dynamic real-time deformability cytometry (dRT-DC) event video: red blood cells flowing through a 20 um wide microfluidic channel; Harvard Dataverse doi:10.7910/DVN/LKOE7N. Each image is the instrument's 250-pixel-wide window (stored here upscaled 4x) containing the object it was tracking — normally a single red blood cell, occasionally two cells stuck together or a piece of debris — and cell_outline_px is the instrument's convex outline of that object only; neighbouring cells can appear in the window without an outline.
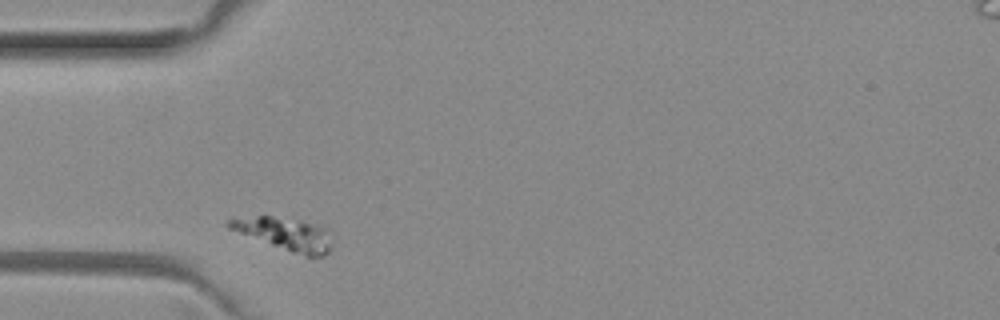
{"species": "common noctule bat (a hibernating species)", "species_latin": "Nyctalus noctula", "temperature_condition": "room temperature", "stored_images_in_passage": 4, "camera_frame_rate_fps": 3000, "um_per_image_px": 0.085, "animal": {"sex": "female", "body_mass_g": 29.2, "forearm_length_mm": 56.3}, "frame": {"image": 1, "passage_image": 1, "time_ms": 0.0, "image_size_px": [1000, 320], "cell_outline_px": [[332, 240], [328, 252], [324, 256], [304, 256], [292, 252], [228, 228], [224, 224], [224, 220], [256, 216], [272, 216], [300, 220], [324, 228], [332, 232]], "centroid_in_image_um": [24.25, 19.88], "position_along_channel_um": 60.8, "area_um2": 19.36}}
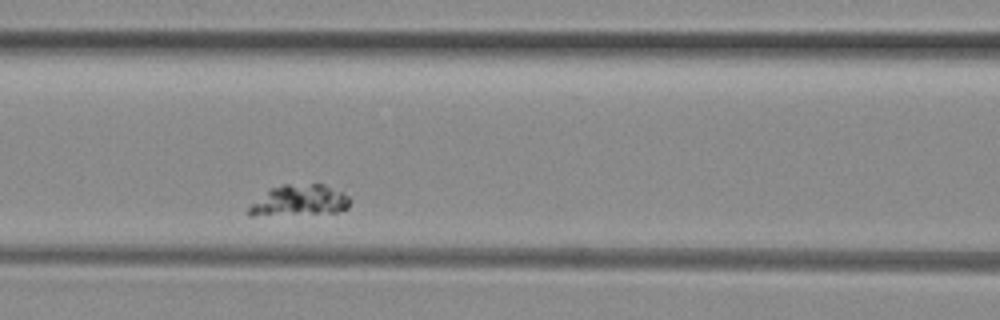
{"frame": {"image": 2, "passage_image": 3, "time_ms": 0.667, "image_size_px": [1000, 320], "cell_outline_px": [[352, 200], [348, 208], [336, 212], [252, 216], [248, 216], [248, 208], [268, 188], [284, 184], [316, 180], [344, 192]], "centroid_in_image_um": [25.49, 16.98], "position_along_channel_um": 141.1, "area_um2": 19.07}}
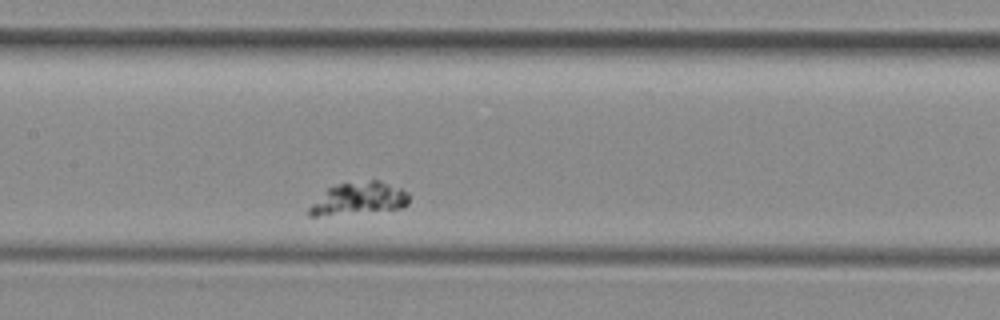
{"frame": {"image": 3, "passage_image": 4, "time_ms": 1.0, "image_size_px": [1000, 320], "cell_outline_px": [[408, 204], [400, 208], [316, 216], [308, 216], [308, 208], [328, 188], [340, 184], [372, 180], [380, 180], [400, 188], [408, 192]], "centroid_in_image_um": [30.51, 16.87], "position_along_channel_um": 176.9, "area_um2": 18.26}}